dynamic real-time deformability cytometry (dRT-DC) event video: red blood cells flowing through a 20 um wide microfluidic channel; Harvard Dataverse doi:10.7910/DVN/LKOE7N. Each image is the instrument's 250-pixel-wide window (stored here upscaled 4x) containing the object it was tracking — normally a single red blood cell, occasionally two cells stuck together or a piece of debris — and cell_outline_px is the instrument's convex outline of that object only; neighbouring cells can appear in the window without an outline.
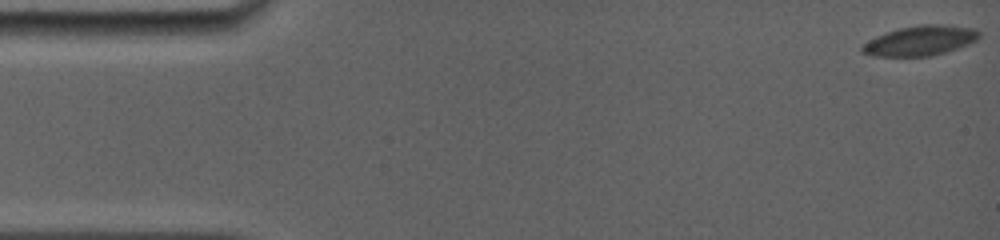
{"species": "common noctule bat (a hibernating species)", "species_latin": "Nyctalus noctula", "temperature_condition": "room temperature", "stored_images_in_passage": 27, "camera_frame_rate_fps": 5000, "um_per_image_px": 0.085, "animal": {"sex": "female", "body_mass_g": 19.0, "forearm_length_mm": 56.7}, "frame": {"image": 1, "passage_image": 1, "time_ms": 0.0, "image_size_px": [1000, 240], "cell_outline_px": [[980, 36], [976, 40], [968, 44], [932, 56], [872, 56], [860, 52], [860, 48], [864, 44], [876, 36], [900, 28], [920, 24], [948, 24], [976, 28], [980, 32]], "centroid_in_image_um": [78.24, 3.44], "position_along_channel_um": 6.8, "area_um2": 20.4}}
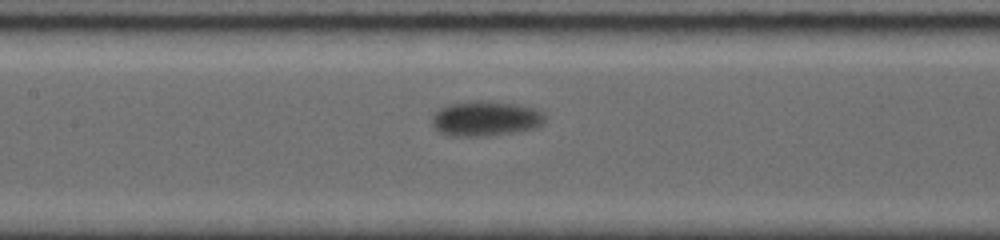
{"frame": {"image": 2, "passage_image": 16, "time_ms": 8.0, "image_size_px": [1000, 240], "cell_outline_px": [[544, 124], [536, 128], [516, 132], [488, 136], [448, 136], [440, 132], [432, 124], [432, 116], [440, 108], [448, 104], [476, 100], [484, 100], [516, 104], [532, 108], [544, 112]], "centroid_in_image_um": [41.28, 10.08], "position_along_channel_um": 166.1, "area_um2": 23.24}}
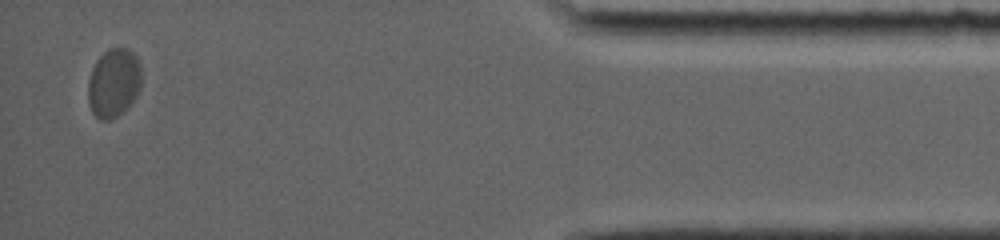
{"frame": {"image": 3, "passage_image": 27, "time_ms": 16.6, "image_size_px": [1000, 240], "cell_outline_px": [[140, 88], [136, 96], [128, 108], [124, 112], [108, 120], [100, 120], [92, 112], [88, 100], [88, 80], [92, 68], [100, 56], [108, 48], [128, 48], [136, 56], [140, 64]], "centroid_in_image_um": [9.66, 7.05], "position_along_channel_um": 425.5, "area_um2": 21.44}, "authors_computed_cell_mechanics": {"area_um2": 21.097, "velocity_mm_per_s": 3.6374, "shape_relaxation_time_tau1_ms": 1.5973, "shape_relaxation_time_tau2_ms": null, "deformation_change_tau1": 0.0455, "deformation_change_tau2": null}}